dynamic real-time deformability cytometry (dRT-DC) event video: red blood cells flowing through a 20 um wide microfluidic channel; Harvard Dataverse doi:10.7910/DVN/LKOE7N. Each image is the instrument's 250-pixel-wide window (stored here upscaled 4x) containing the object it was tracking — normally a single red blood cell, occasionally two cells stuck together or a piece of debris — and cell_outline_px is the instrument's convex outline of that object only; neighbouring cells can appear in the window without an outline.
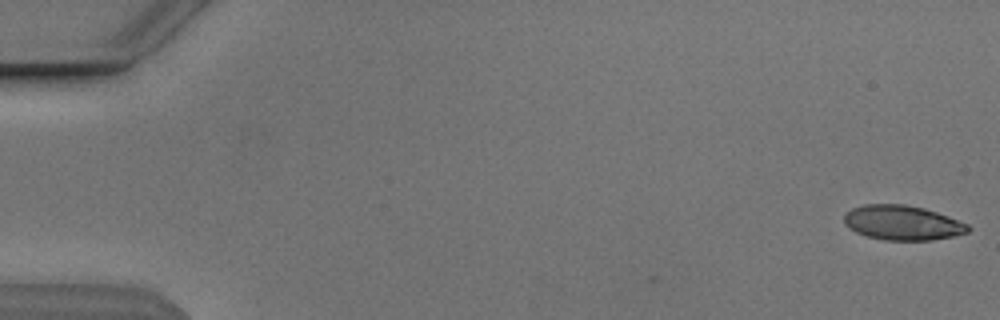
{"species": "Egyptian fruit bat (a non-hibernating species)", "species_latin": "Rousettus aegyptiacus", "temperature_condition": "cold", "stored_images_in_passage": 9, "camera_frame_rate_fps": 3000, "um_per_image_px": 0.085, "animal": {"sex": "male"}, "frame": {"image": 1, "passage_image": 1, "time_ms": 0.0, "image_size_px": [1000, 320], "cell_outline_px": [[972, 228], [968, 232], [952, 236], [932, 240], [884, 240], [868, 236], [856, 232], [844, 224], [844, 216], [852, 208], [864, 204], [904, 204], [924, 208], [948, 216], [968, 224]], "centroid_in_image_um": [76.72, 18.93], "position_along_channel_um": 8.3, "area_um2": 24.97}}